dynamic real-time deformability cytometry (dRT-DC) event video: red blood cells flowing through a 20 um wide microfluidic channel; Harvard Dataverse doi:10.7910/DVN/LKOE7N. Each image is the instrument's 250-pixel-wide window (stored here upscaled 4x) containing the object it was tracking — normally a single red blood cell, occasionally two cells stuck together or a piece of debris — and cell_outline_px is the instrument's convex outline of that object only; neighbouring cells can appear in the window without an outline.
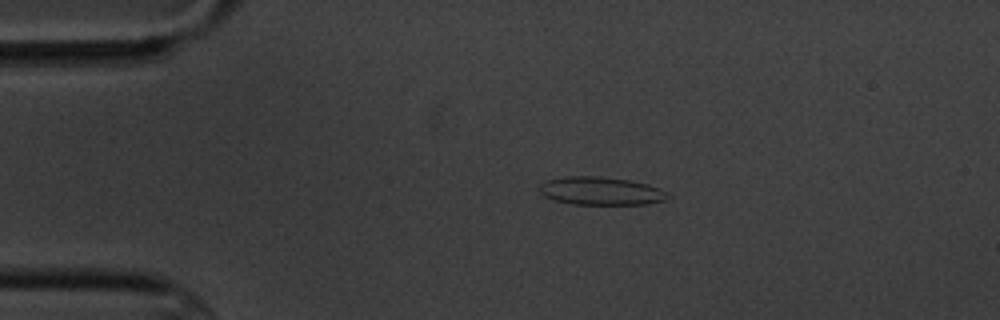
{"species": "common noctule bat (a hibernating species)", "species_latin": "Nyctalus noctula", "temperature_condition": "cold", "stored_images_in_passage": 4, "camera_frame_rate_fps": 3000, "um_per_image_px": 0.085, "animal": {"sex": "male", "body_mass_g": 20.1, "forearm_length_mm": 53.5}, "frame": {"image": 1, "passage_image": 2, "time_ms": 1.0, "image_size_px": [1000, 320], "cell_outline_px": [[672, 196], [664, 200], [648, 204], [572, 204], [556, 200], [544, 196], [540, 192], [540, 184], [544, 180], [564, 176], [600, 176], [628, 180], [648, 184], [668, 192]], "centroid_in_image_um": [51.08, 16.22], "position_along_channel_um": 33.9, "area_um2": 21.1}}
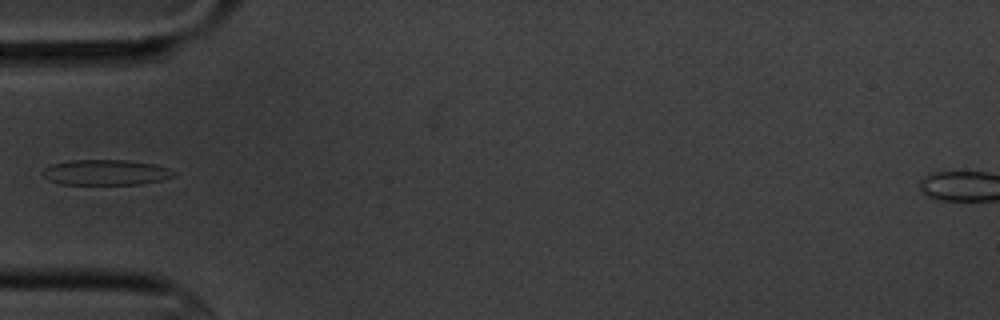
{"frame": {"image": 2, "passage_image": 4, "time_ms": 3.333, "image_size_px": [1000, 320], "cell_outline_px": [[176, 176], [160, 180], [140, 184], [60, 184], [48, 180], [40, 172], [44, 168], [52, 164], [68, 160], [128, 160], [156, 164], [168, 168], [176, 172]], "centroid_in_image_um": [8.98, 14.65], "position_along_channel_um": 76.0, "area_um2": 19.59}}